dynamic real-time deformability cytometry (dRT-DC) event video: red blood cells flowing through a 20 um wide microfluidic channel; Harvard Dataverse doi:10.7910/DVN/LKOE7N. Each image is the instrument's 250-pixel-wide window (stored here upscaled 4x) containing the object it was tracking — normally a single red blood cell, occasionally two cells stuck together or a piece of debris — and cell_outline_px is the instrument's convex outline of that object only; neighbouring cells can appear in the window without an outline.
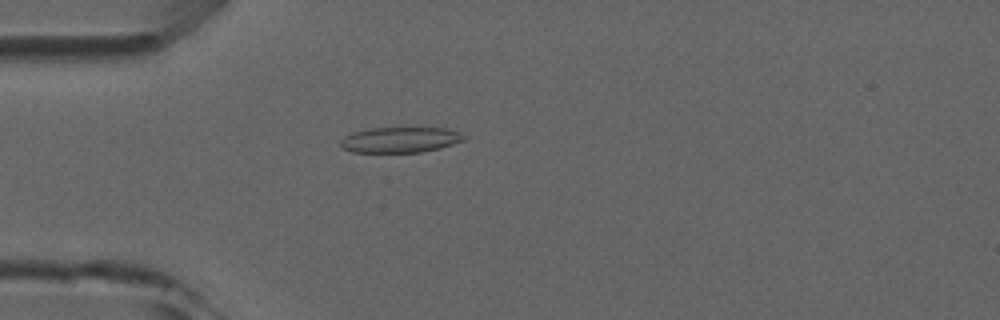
{"species": "common noctule bat (a hibernating species)", "species_latin": "Nyctalus noctula", "temperature_condition": "room temperature", "stored_images_in_passage": 4, "camera_frame_rate_fps": 3000, "um_per_image_px": 0.085, "animal": {"sex": "male", "forearm_length_mm": 52.5}, "frame": {"image": 1, "passage_image": 4, "time_ms": 4.333, "image_size_px": [1000, 320], "cell_outline_px": [[468, 136], [464, 140], [440, 148], [420, 152], [352, 152], [344, 148], [340, 144], [340, 140], [344, 136], [352, 132], [372, 128], [448, 128], [460, 132]], "centroid_in_image_um": [34.04, 11.88], "position_along_channel_um": 51.0, "area_um2": 18.38}}